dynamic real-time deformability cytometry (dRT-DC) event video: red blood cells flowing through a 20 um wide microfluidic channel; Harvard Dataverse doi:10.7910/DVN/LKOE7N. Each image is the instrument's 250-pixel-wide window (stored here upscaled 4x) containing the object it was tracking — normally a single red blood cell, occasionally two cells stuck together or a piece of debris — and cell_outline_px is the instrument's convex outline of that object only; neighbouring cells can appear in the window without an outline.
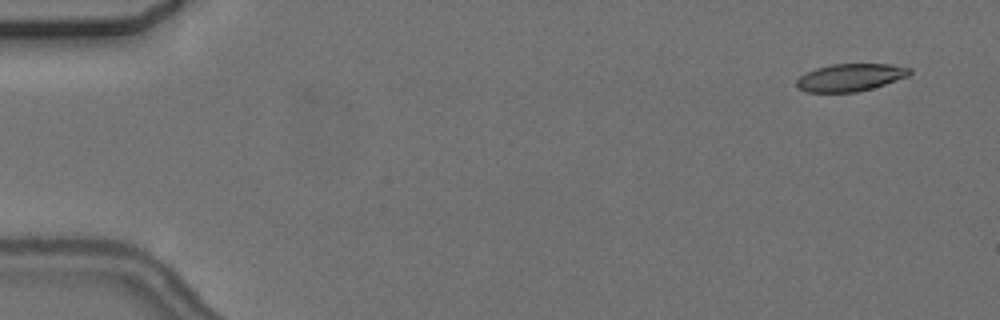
{"species": "common noctule bat (a hibernating species)", "species_latin": "Nyctalus noctula", "temperature_condition": "cold", "stored_images_in_passage": 5, "camera_frame_rate_fps": 3000, "um_per_image_px": 0.085, "animal": {"sex": "female", "body_mass_g": 24.6, "forearm_length_mm": 56.2}, "frame": {"image": 1, "passage_image": 1, "time_ms": 0.0, "image_size_px": [1000, 320], "cell_outline_px": [[912, 72], [908, 76], [872, 88], [856, 92], [804, 92], [796, 88], [796, 80], [800, 76], [816, 68], [832, 64], [888, 64], [912, 68]], "centroid_in_image_um": [72.25, 6.58], "position_along_channel_um": 12.7, "area_um2": 18.09}}
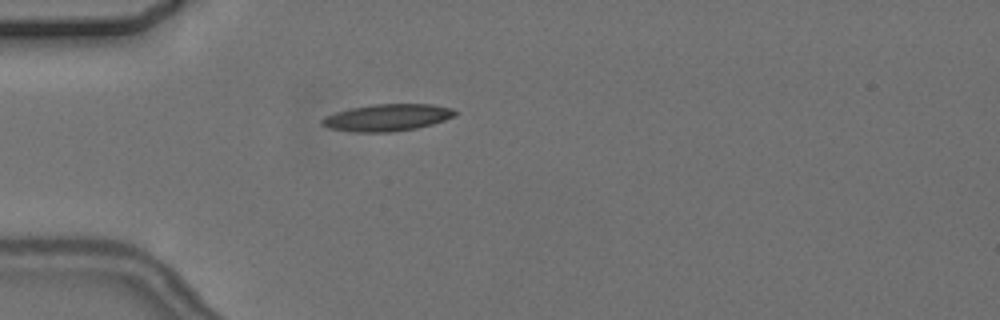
{"frame": {"image": 2, "passage_image": 4, "time_ms": 4.333, "image_size_px": [1000, 320], "cell_outline_px": [[456, 116], [432, 124], [416, 128], [392, 132], [352, 132], [328, 128], [320, 124], [320, 120], [324, 116], [336, 112], [352, 108], [372, 104], [432, 104], [452, 108], [456, 112]], "centroid_in_image_um": [32.89, 9.99], "position_along_channel_um": 52.1, "area_um2": 20.98}}